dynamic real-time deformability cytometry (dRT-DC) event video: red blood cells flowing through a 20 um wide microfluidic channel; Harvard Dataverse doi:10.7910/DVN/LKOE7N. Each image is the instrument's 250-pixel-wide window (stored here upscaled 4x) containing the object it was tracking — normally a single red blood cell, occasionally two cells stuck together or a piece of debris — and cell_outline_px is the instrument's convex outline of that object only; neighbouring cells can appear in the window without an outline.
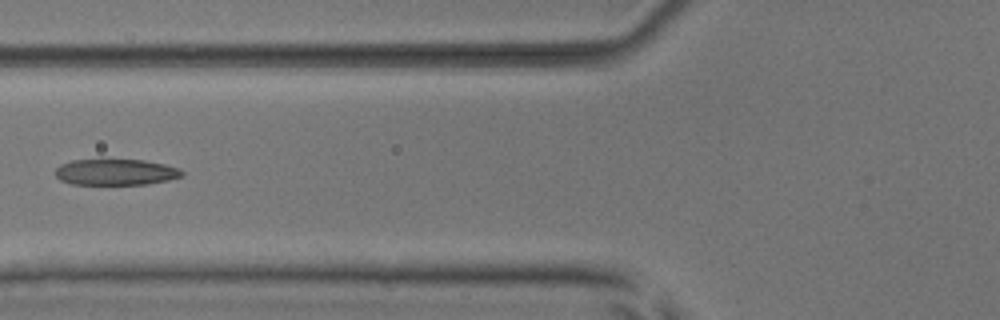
{"species": "common noctule bat (a hibernating species)", "species_latin": "Nyctalus noctula", "temperature_condition": "room temperature", "stored_images_in_passage": 7, "camera_frame_rate_fps": 3000, "um_per_image_px": 0.085, "animal": {"sex": "male", "body_mass_g": 17.9, "forearm_length_mm": 54.2}, "frame": {"image": 1, "passage_image": 7, "time_ms": 7.0, "image_size_px": [1000, 320], "cell_outline_px": [[184, 176], [168, 180], [148, 184], [72, 184], [60, 180], [56, 176], [56, 168], [60, 164], [72, 160], [100, 156], [144, 160], [164, 164], [180, 168], [184, 172]], "centroid_in_image_um": [9.82, 14.57], "position_along_channel_um": 116.0, "area_um2": 20.29}}